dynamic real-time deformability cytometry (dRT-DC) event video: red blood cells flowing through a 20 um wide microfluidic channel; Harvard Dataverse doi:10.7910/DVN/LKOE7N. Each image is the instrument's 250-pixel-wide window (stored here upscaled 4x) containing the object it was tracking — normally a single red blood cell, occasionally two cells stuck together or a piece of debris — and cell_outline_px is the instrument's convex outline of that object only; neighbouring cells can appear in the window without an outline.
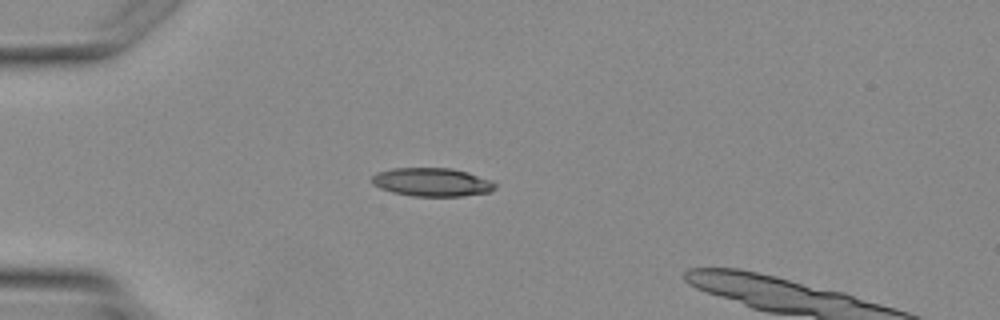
{"species": "Egyptian fruit bat (a non-hibernating species)", "species_latin": "Rousettus aegyptiacus", "temperature_condition": "warm", "stored_images_in_passage": 5, "camera_frame_rate_fps": 3000, "um_per_image_px": 0.085, "animal": {"sex": "female"}, "frame": {"image": 1, "passage_image": 4, "time_ms": 6.667, "image_size_px": [1000, 320], "cell_outline_px": [[496, 188], [488, 192], [460, 196], [412, 196], [392, 192], [380, 188], [372, 184], [372, 176], [376, 172], [392, 168], [452, 168], [468, 172], [492, 180], [496, 184]], "centroid_in_image_um": [36.71, 15.47], "position_along_channel_um": 48.3, "area_um2": 20.52}}